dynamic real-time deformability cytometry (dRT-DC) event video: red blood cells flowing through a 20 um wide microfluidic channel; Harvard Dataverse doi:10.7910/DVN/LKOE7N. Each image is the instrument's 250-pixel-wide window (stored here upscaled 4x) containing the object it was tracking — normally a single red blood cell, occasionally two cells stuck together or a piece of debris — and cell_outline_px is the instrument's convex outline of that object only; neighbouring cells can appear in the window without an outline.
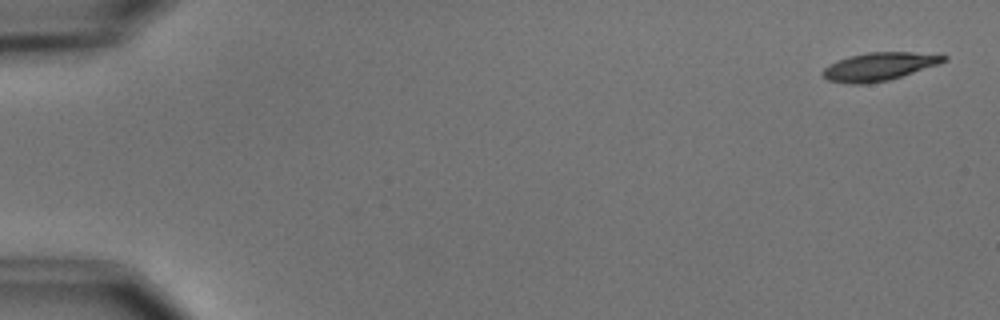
{"species": "common noctule bat (a hibernating species)", "species_latin": "Nyctalus noctula", "temperature_condition": "cold", "stored_images_in_passage": 7, "camera_frame_rate_fps": 3000, "um_per_image_px": 0.085, "animal": {"sex": "male", "body_mass_g": 15.6}, "frame": {"image": 1, "passage_image": 1, "time_ms": 0.0, "image_size_px": [1000, 320], "cell_outline_px": [[948, 60], [940, 64], [888, 80], [868, 84], [852, 84], [828, 80], [820, 72], [828, 64], [836, 60], [868, 52], [912, 52], [948, 56]], "centroid_in_image_um": [74.72, 5.66], "position_along_channel_um": 10.3, "area_um2": 19.77}}
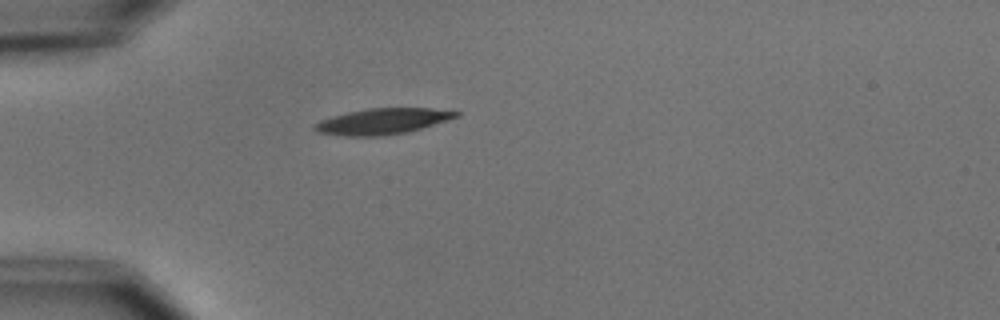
{"frame": {"image": 2, "passage_image": 5, "time_ms": 4.667, "image_size_px": [1000, 320], "cell_outline_px": [[460, 116], [408, 132], [380, 136], [344, 136], [320, 132], [312, 128], [312, 124], [320, 120], [332, 116], [348, 112], [368, 108], [432, 108], [460, 112]], "centroid_in_image_um": [32.5, 10.31], "position_along_channel_um": 52.5, "area_um2": 21.27}}